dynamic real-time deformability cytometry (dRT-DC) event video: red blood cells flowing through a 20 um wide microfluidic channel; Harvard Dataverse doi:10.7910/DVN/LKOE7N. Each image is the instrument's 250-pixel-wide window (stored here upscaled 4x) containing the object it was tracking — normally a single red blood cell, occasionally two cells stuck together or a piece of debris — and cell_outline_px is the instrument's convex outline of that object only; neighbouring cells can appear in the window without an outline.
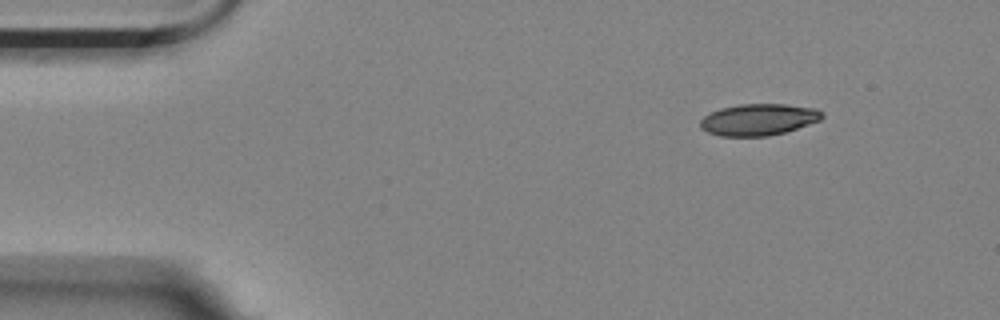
{"species": "Egyptian fruit bat (a non-hibernating species)", "species_latin": "Rousettus aegyptiacus", "temperature_condition": "room temperature", "stored_images_in_passage": 55, "camera_frame_rate_fps": 3000, "um_per_image_px": 0.085, "animal": {"sex": "female"}, "frame": {"image": 1, "passage_image": 6, "time_ms": 1.667, "image_size_px": [1000, 320], "cell_outline_px": [[824, 116], [820, 120], [784, 132], [768, 136], [720, 136], [708, 132], [700, 128], [700, 120], [704, 116], [720, 108], [740, 104], [784, 104], [816, 108], [824, 112]], "centroid_in_image_um": [64.47, 10.16], "position_along_channel_um": 20.5, "area_um2": 22.37}}
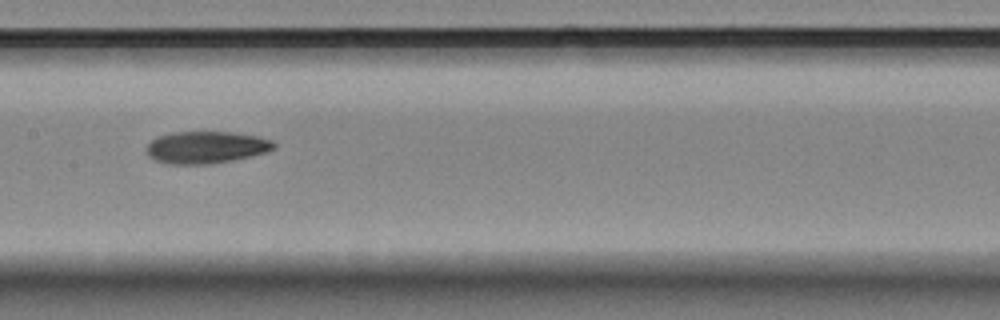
{"frame": {"image": 2, "passage_image": 27, "time_ms": 8.667, "image_size_px": [1000, 320], "cell_outline_px": [[276, 148], [268, 152], [252, 156], [232, 160], [208, 164], [168, 164], [156, 160], [148, 156], [148, 144], [156, 136], [172, 132], [232, 132], [256, 136], [272, 140], [276, 144]], "centroid_in_image_um": [17.55, 12.52], "position_along_channel_um": 189.9, "area_um2": 23.87}}
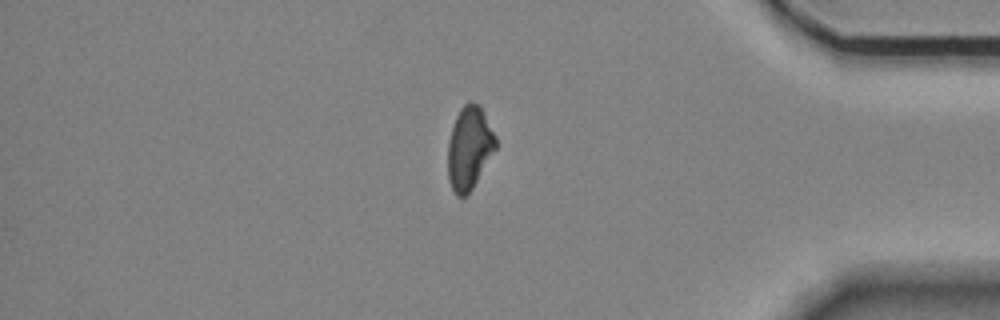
{"frame": {"image": 3, "passage_image": 47, "time_ms": 15.333, "image_size_px": [1000, 320], "cell_outline_px": [[496, 148], [472, 188], [464, 196], [456, 196], [452, 188], [448, 176], [448, 140], [456, 116], [460, 108], [468, 100], [472, 100], [480, 104], [496, 136]], "centroid_in_image_um": [39.89, 12.51], "position_along_channel_um": 395.3, "area_um2": 23.06}}